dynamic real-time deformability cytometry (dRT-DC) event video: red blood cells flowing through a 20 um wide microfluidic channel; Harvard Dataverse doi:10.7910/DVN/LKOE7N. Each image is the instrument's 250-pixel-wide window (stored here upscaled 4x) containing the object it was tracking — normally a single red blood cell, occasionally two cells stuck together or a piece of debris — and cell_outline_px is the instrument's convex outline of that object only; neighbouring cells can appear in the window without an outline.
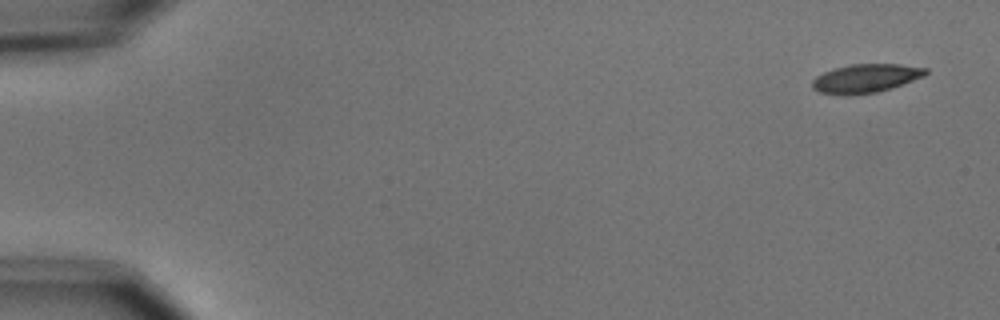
{"species": "common noctule bat (a hibernating species)", "species_latin": "Nyctalus noctula", "temperature_condition": "cold", "stored_images_in_passage": 4, "camera_frame_rate_fps": 3000, "um_per_image_px": 0.085, "animal": {"sex": "male", "body_mass_g": 15.6}, "frame": {"image": 1, "passage_image": 1, "time_ms": 0.0, "image_size_px": [1000, 320], "cell_outline_px": [[928, 72], [924, 76], [876, 92], [848, 96], [844, 96], [820, 92], [812, 88], [812, 80], [816, 76], [824, 72], [836, 68], [852, 64], [900, 64], [928, 68]], "centroid_in_image_um": [73.55, 6.66], "position_along_channel_um": 11.4, "area_um2": 18.79}}
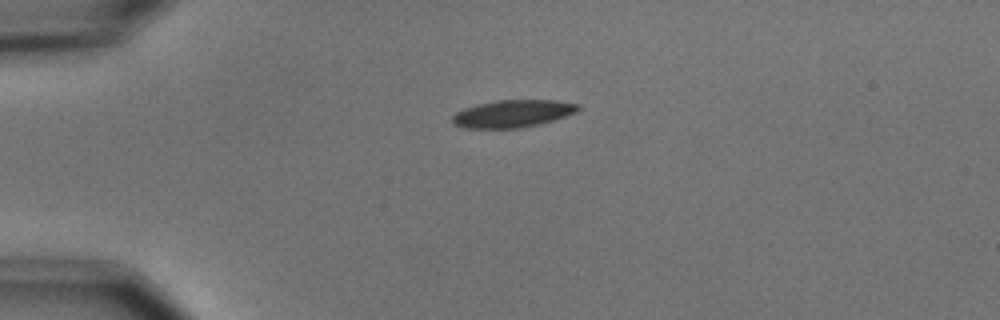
{"frame": {"image": 2, "passage_image": 4, "time_ms": 3.667, "image_size_px": [1000, 320], "cell_outline_px": [[580, 108], [576, 112], [540, 124], [520, 128], [464, 128], [452, 124], [452, 116], [456, 112], [464, 108], [476, 104], [496, 100], [556, 100], [580, 104]], "centroid_in_image_um": [43.55, 9.65], "position_along_channel_um": 41.4, "area_um2": 20.17}}